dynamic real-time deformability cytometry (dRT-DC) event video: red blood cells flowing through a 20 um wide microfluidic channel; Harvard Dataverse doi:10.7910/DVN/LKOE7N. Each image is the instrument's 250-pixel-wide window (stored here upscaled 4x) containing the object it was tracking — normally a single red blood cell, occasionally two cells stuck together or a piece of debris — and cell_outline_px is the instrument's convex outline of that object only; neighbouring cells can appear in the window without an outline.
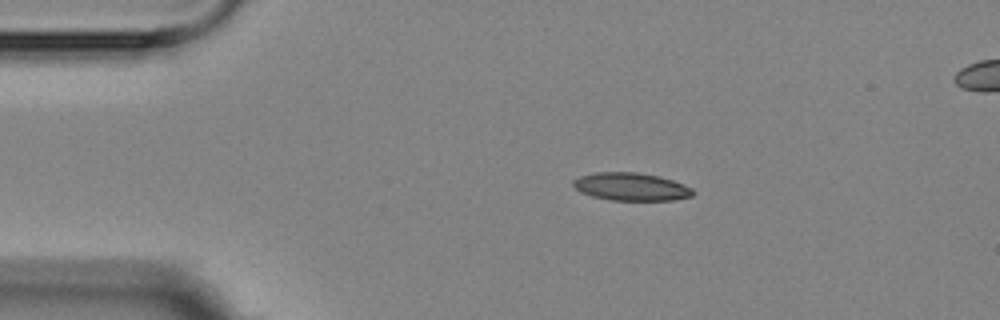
{"species": "Egyptian fruit bat (a non-hibernating species)", "species_latin": "Rousettus aegyptiacus", "temperature_condition": "room temperature", "stored_images_in_passage": 5, "camera_frame_rate_fps": 3000, "um_per_image_px": 0.085, "animal": {"sex": "female"}, "frame": {"image": 1, "passage_image": 5, "time_ms": 6.333, "image_size_px": [1000, 320], "cell_outline_px": [[692, 196], [676, 200], [608, 200], [592, 196], [580, 192], [572, 184], [572, 180], [580, 176], [596, 172], [636, 172], [660, 176], [684, 184], [692, 188]], "centroid_in_image_um": [53.63, 15.87], "position_along_channel_um": 31.4, "area_um2": 19.48}}